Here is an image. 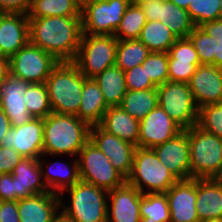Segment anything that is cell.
I'll list each match as a JSON object with an SVG mask.
<instances>
[{
	"instance_id": "obj_4",
	"label": "cell",
	"mask_w": 222,
	"mask_h": 222,
	"mask_svg": "<svg viewBox=\"0 0 222 222\" xmlns=\"http://www.w3.org/2000/svg\"><path fill=\"white\" fill-rule=\"evenodd\" d=\"M85 79L74 62H59L45 81L52 112L77 115Z\"/></svg>"
},
{
	"instance_id": "obj_14",
	"label": "cell",
	"mask_w": 222,
	"mask_h": 222,
	"mask_svg": "<svg viewBox=\"0 0 222 222\" xmlns=\"http://www.w3.org/2000/svg\"><path fill=\"white\" fill-rule=\"evenodd\" d=\"M43 130L44 119L33 118L19 127H12L1 146L15 149L23 158L38 159L43 154Z\"/></svg>"
},
{
	"instance_id": "obj_33",
	"label": "cell",
	"mask_w": 222,
	"mask_h": 222,
	"mask_svg": "<svg viewBox=\"0 0 222 222\" xmlns=\"http://www.w3.org/2000/svg\"><path fill=\"white\" fill-rule=\"evenodd\" d=\"M27 16H81V8L75 0H32Z\"/></svg>"
},
{
	"instance_id": "obj_32",
	"label": "cell",
	"mask_w": 222,
	"mask_h": 222,
	"mask_svg": "<svg viewBox=\"0 0 222 222\" xmlns=\"http://www.w3.org/2000/svg\"><path fill=\"white\" fill-rule=\"evenodd\" d=\"M120 106L130 116L140 121L158 106L157 88L127 90Z\"/></svg>"
},
{
	"instance_id": "obj_6",
	"label": "cell",
	"mask_w": 222,
	"mask_h": 222,
	"mask_svg": "<svg viewBox=\"0 0 222 222\" xmlns=\"http://www.w3.org/2000/svg\"><path fill=\"white\" fill-rule=\"evenodd\" d=\"M178 179L163 165L152 148L137 147L126 182L142 194L165 193Z\"/></svg>"
},
{
	"instance_id": "obj_34",
	"label": "cell",
	"mask_w": 222,
	"mask_h": 222,
	"mask_svg": "<svg viewBox=\"0 0 222 222\" xmlns=\"http://www.w3.org/2000/svg\"><path fill=\"white\" fill-rule=\"evenodd\" d=\"M150 53V50L138 39L118 40L115 65L127 71L141 65Z\"/></svg>"
},
{
	"instance_id": "obj_22",
	"label": "cell",
	"mask_w": 222,
	"mask_h": 222,
	"mask_svg": "<svg viewBox=\"0 0 222 222\" xmlns=\"http://www.w3.org/2000/svg\"><path fill=\"white\" fill-rule=\"evenodd\" d=\"M200 64L191 40L178 38L168 51V81L188 83Z\"/></svg>"
},
{
	"instance_id": "obj_48",
	"label": "cell",
	"mask_w": 222,
	"mask_h": 222,
	"mask_svg": "<svg viewBox=\"0 0 222 222\" xmlns=\"http://www.w3.org/2000/svg\"><path fill=\"white\" fill-rule=\"evenodd\" d=\"M9 74V58L0 55V83L3 82Z\"/></svg>"
},
{
	"instance_id": "obj_50",
	"label": "cell",
	"mask_w": 222,
	"mask_h": 222,
	"mask_svg": "<svg viewBox=\"0 0 222 222\" xmlns=\"http://www.w3.org/2000/svg\"><path fill=\"white\" fill-rule=\"evenodd\" d=\"M180 8L188 9L190 3H193V0H168Z\"/></svg>"
},
{
	"instance_id": "obj_12",
	"label": "cell",
	"mask_w": 222,
	"mask_h": 222,
	"mask_svg": "<svg viewBox=\"0 0 222 222\" xmlns=\"http://www.w3.org/2000/svg\"><path fill=\"white\" fill-rule=\"evenodd\" d=\"M90 140L109 158L113 167L127 179L133 167L137 146L109 134L99 125L91 126Z\"/></svg>"
},
{
	"instance_id": "obj_46",
	"label": "cell",
	"mask_w": 222,
	"mask_h": 222,
	"mask_svg": "<svg viewBox=\"0 0 222 222\" xmlns=\"http://www.w3.org/2000/svg\"><path fill=\"white\" fill-rule=\"evenodd\" d=\"M148 21H159L160 0H142L137 2Z\"/></svg>"
},
{
	"instance_id": "obj_13",
	"label": "cell",
	"mask_w": 222,
	"mask_h": 222,
	"mask_svg": "<svg viewBox=\"0 0 222 222\" xmlns=\"http://www.w3.org/2000/svg\"><path fill=\"white\" fill-rule=\"evenodd\" d=\"M184 129L159 105L139 121L138 147L154 148L177 136Z\"/></svg>"
},
{
	"instance_id": "obj_37",
	"label": "cell",
	"mask_w": 222,
	"mask_h": 222,
	"mask_svg": "<svg viewBox=\"0 0 222 222\" xmlns=\"http://www.w3.org/2000/svg\"><path fill=\"white\" fill-rule=\"evenodd\" d=\"M24 101L33 118H45L52 113L45 83H31L24 94Z\"/></svg>"
},
{
	"instance_id": "obj_43",
	"label": "cell",
	"mask_w": 222,
	"mask_h": 222,
	"mask_svg": "<svg viewBox=\"0 0 222 222\" xmlns=\"http://www.w3.org/2000/svg\"><path fill=\"white\" fill-rule=\"evenodd\" d=\"M32 0H0V13L27 15Z\"/></svg>"
},
{
	"instance_id": "obj_24",
	"label": "cell",
	"mask_w": 222,
	"mask_h": 222,
	"mask_svg": "<svg viewBox=\"0 0 222 222\" xmlns=\"http://www.w3.org/2000/svg\"><path fill=\"white\" fill-rule=\"evenodd\" d=\"M11 174L14 178L15 201L49 192L44 183L38 159L23 158Z\"/></svg>"
},
{
	"instance_id": "obj_7",
	"label": "cell",
	"mask_w": 222,
	"mask_h": 222,
	"mask_svg": "<svg viewBox=\"0 0 222 222\" xmlns=\"http://www.w3.org/2000/svg\"><path fill=\"white\" fill-rule=\"evenodd\" d=\"M117 44L114 35L83 34L74 63L86 78H94L116 64Z\"/></svg>"
},
{
	"instance_id": "obj_31",
	"label": "cell",
	"mask_w": 222,
	"mask_h": 222,
	"mask_svg": "<svg viewBox=\"0 0 222 222\" xmlns=\"http://www.w3.org/2000/svg\"><path fill=\"white\" fill-rule=\"evenodd\" d=\"M159 21L164 23L178 38L188 37L195 27L189 12L168 0H160Z\"/></svg>"
},
{
	"instance_id": "obj_45",
	"label": "cell",
	"mask_w": 222,
	"mask_h": 222,
	"mask_svg": "<svg viewBox=\"0 0 222 222\" xmlns=\"http://www.w3.org/2000/svg\"><path fill=\"white\" fill-rule=\"evenodd\" d=\"M1 222H20L17 201H0Z\"/></svg>"
},
{
	"instance_id": "obj_42",
	"label": "cell",
	"mask_w": 222,
	"mask_h": 222,
	"mask_svg": "<svg viewBox=\"0 0 222 222\" xmlns=\"http://www.w3.org/2000/svg\"><path fill=\"white\" fill-rule=\"evenodd\" d=\"M23 157L13 148L0 145V174L12 173Z\"/></svg>"
},
{
	"instance_id": "obj_53",
	"label": "cell",
	"mask_w": 222,
	"mask_h": 222,
	"mask_svg": "<svg viewBox=\"0 0 222 222\" xmlns=\"http://www.w3.org/2000/svg\"><path fill=\"white\" fill-rule=\"evenodd\" d=\"M221 18H222V0H220Z\"/></svg>"
},
{
	"instance_id": "obj_35",
	"label": "cell",
	"mask_w": 222,
	"mask_h": 222,
	"mask_svg": "<svg viewBox=\"0 0 222 222\" xmlns=\"http://www.w3.org/2000/svg\"><path fill=\"white\" fill-rule=\"evenodd\" d=\"M141 222H170V210L165 193H146L141 196Z\"/></svg>"
},
{
	"instance_id": "obj_40",
	"label": "cell",
	"mask_w": 222,
	"mask_h": 222,
	"mask_svg": "<svg viewBox=\"0 0 222 222\" xmlns=\"http://www.w3.org/2000/svg\"><path fill=\"white\" fill-rule=\"evenodd\" d=\"M197 125L203 130L222 138V102L199 108Z\"/></svg>"
},
{
	"instance_id": "obj_21",
	"label": "cell",
	"mask_w": 222,
	"mask_h": 222,
	"mask_svg": "<svg viewBox=\"0 0 222 222\" xmlns=\"http://www.w3.org/2000/svg\"><path fill=\"white\" fill-rule=\"evenodd\" d=\"M159 161L178 179H190L188 133L183 130L174 138L152 148Z\"/></svg>"
},
{
	"instance_id": "obj_41",
	"label": "cell",
	"mask_w": 222,
	"mask_h": 222,
	"mask_svg": "<svg viewBox=\"0 0 222 222\" xmlns=\"http://www.w3.org/2000/svg\"><path fill=\"white\" fill-rule=\"evenodd\" d=\"M127 90H146L157 88V86L147 76L145 66L137 65L132 69L124 71Z\"/></svg>"
},
{
	"instance_id": "obj_49",
	"label": "cell",
	"mask_w": 222,
	"mask_h": 222,
	"mask_svg": "<svg viewBox=\"0 0 222 222\" xmlns=\"http://www.w3.org/2000/svg\"><path fill=\"white\" fill-rule=\"evenodd\" d=\"M51 222H75L72 220L66 213H64L61 209L54 215Z\"/></svg>"
},
{
	"instance_id": "obj_19",
	"label": "cell",
	"mask_w": 222,
	"mask_h": 222,
	"mask_svg": "<svg viewBox=\"0 0 222 222\" xmlns=\"http://www.w3.org/2000/svg\"><path fill=\"white\" fill-rule=\"evenodd\" d=\"M188 85L198 108L222 102V68L200 64Z\"/></svg>"
},
{
	"instance_id": "obj_18",
	"label": "cell",
	"mask_w": 222,
	"mask_h": 222,
	"mask_svg": "<svg viewBox=\"0 0 222 222\" xmlns=\"http://www.w3.org/2000/svg\"><path fill=\"white\" fill-rule=\"evenodd\" d=\"M30 84L10 74L0 83V108L9 118L11 127H19L33 119L24 101V94Z\"/></svg>"
},
{
	"instance_id": "obj_51",
	"label": "cell",
	"mask_w": 222,
	"mask_h": 222,
	"mask_svg": "<svg viewBox=\"0 0 222 222\" xmlns=\"http://www.w3.org/2000/svg\"><path fill=\"white\" fill-rule=\"evenodd\" d=\"M75 1L82 9L86 4L91 3L92 1H95V0H75Z\"/></svg>"
},
{
	"instance_id": "obj_25",
	"label": "cell",
	"mask_w": 222,
	"mask_h": 222,
	"mask_svg": "<svg viewBox=\"0 0 222 222\" xmlns=\"http://www.w3.org/2000/svg\"><path fill=\"white\" fill-rule=\"evenodd\" d=\"M20 222H51L60 209L59 195L45 192L17 201Z\"/></svg>"
},
{
	"instance_id": "obj_10",
	"label": "cell",
	"mask_w": 222,
	"mask_h": 222,
	"mask_svg": "<svg viewBox=\"0 0 222 222\" xmlns=\"http://www.w3.org/2000/svg\"><path fill=\"white\" fill-rule=\"evenodd\" d=\"M132 0H95L81 9L83 34L114 35Z\"/></svg>"
},
{
	"instance_id": "obj_9",
	"label": "cell",
	"mask_w": 222,
	"mask_h": 222,
	"mask_svg": "<svg viewBox=\"0 0 222 222\" xmlns=\"http://www.w3.org/2000/svg\"><path fill=\"white\" fill-rule=\"evenodd\" d=\"M158 105L183 129L198 123L199 108L188 83L167 81L157 87Z\"/></svg>"
},
{
	"instance_id": "obj_36",
	"label": "cell",
	"mask_w": 222,
	"mask_h": 222,
	"mask_svg": "<svg viewBox=\"0 0 222 222\" xmlns=\"http://www.w3.org/2000/svg\"><path fill=\"white\" fill-rule=\"evenodd\" d=\"M147 19L137 3L131 2L124 13L114 36L118 40L138 39Z\"/></svg>"
},
{
	"instance_id": "obj_11",
	"label": "cell",
	"mask_w": 222,
	"mask_h": 222,
	"mask_svg": "<svg viewBox=\"0 0 222 222\" xmlns=\"http://www.w3.org/2000/svg\"><path fill=\"white\" fill-rule=\"evenodd\" d=\"M59 62L30 42L9 58L10 75L29 83H45Z\"/></svg>"
},
{
	"instance_id": "obj_30",
	"label": "cell",
	"mask_w": 222,
	"mask_h": 222,
	"mask_svg": "<svg viewBox=\"0 0 222 222\" xmlns=\"http://www.w3.org/2000/svg\"><path fill=\"white\" fill-rule=\"evenodd\" d=\"M177 39L164 23L157 20H147L138 37L150 52H168Z\"/></svg>"
},
{
	"instance_id": "obj_44",
	"label": "cell",
	"mask_w": 222,
	"mask_h": 222,
	"mask_svg": "<svg viewBox=\"0 0 222 222\" xmlns=\"http://www.w3.org/2000/svg\"><path fill=\"white\" fill-rule=\"evenodd\" d=\"M0 201H15L14 178L11 173L0 174Z\"/></svg>"
},
{
	"instance_id": "obj_39",
	"label": "cell",
	"mask_w": 222,
	"mask_h": 222,
	"mask_svg": "<svg viewBox=\"0 0 222 222\" xmlns=\"http://www.w3.org/2000/svg\"><path fill=\"white\" fill-rule=\"evenodd\" d=\"M142 66L157 87L168 81V52H151Z\"/></svg>"
},
{
	"instance_id": "obj_27",
	"label": "cell",
	"mask_w": 222,
	"mask_h": 222,
	"mask_svg": "<svg viewBox=\"0 0 222 222\" xmlns=\"http://www.w3.org/2000/svg\"><path fill=\"white\" fill-rule=\"evenodd\" d=\"M99 126L109 134L138 147L139 120L130 116L121 106L108 107Z\"/></svg>"
},
{
	"instance_id": "obj_23",
	"label": "cell",
	"mask_w": 222,
	"mask_h": 222,
	"mask_svg": "<svg viewBox=\"0 0 222 222\" xmlns=\"http://www.w3.org/2000/svg\"><path fill=\"white\" fill-rule=\"evenodd\" d=\"M29 42L28 16L0 13V55L10 58Z\"/></svg>"
},
{
	"instance_id": "obj_15",
	"label": "cell",
	"mask_w": 222,
	"mask_h": 222,
	"mask_svg": "<svg viewBox=\"0 0 222 222\" xmlns=\"http://www.w3.org/2000/svg\"><path fill=\"white\" fill-rule=\"evenodd\" d=\"M56 157L55 155L42 154L38 160L46 187L49 192L59 195L62 191L77 183L80 178L77 157L70 158V156H66L64 160ZM65 160L69 161L66 162Z\"/></svg>"
},
{
	"instance_id": "obj_20",
	"label": "cell",
	"mask_w": 222,
	"mask_h": 222,
	"mask_svg": "<svg viewBox=\"0 0 222 222\" xmlns=\"http://www.w3.org/2000/svg\"><path fill=\"white\" fill-rule=\"evenodd\" d=\"M142 195L137 188L127 182L108 191L107 222H141Z\"/></svg>"
},
{
	"instance_id": "obj_26",
	"label": "cell",
	"mask_w": 222,
	"mask_h": 222,
	"mask_svg": "<svg viewBox=\"0 0 222 222\" xmlns=\"http://www.w3.org/2000/svg\"><path fill=\"white\" fill-rule=\"evenodd\" d=\"M195 205L199 221L222 218V181L219 178H197Z\"/></svg>"
},
{
	"instance_id": "obj_5",
	"label": "cell",
	"mask_w": 222,
	"mask_h": 222,
	"mask_svg": "<svg viewBox=\"0 0 222 222\" xmlns=\"http://www.w3.org/2000/svg\"><path fill=\"white\" fill-rule=\"evenodd\" d=\"M188 133L191 178H219L222 175V138L197 124Z\"/></svg>"
},
{
	"instance_id": "obj_16",
	"label": "cell",
	"mask_w": 222,
	"mask_h": 222,
	"mask_svg": "<svg viewBox=\"0 0 222 222\" xmlns=\"http://www.w3.org/2000/svg\"><path fill=\"white\" fill-rule=\"evenodd\" d=\"M188 38L201 64L222 68V18L195 26Z\"/></svg>"
},
{
	"instance_id": "obj_3",
	"label": "cell",
	"mask_w": 222,
	"mask_h": 222,
	"mask_svg": "<svg viewBox=\"0 0 222 222\" xmlns=\"http://www.w3.org/2000/svg\"><path fill=\"white\" fill-rule=\"evenodd\" d=\"M59 200L60 209L75 222H107L108 191L104 189L79 180L62 191Z\"/></svg>"
},
{
	"instance_id": "obj_17",
	"label": "cell",
	"mask_w": 222,
	"mask_h": 222,
	"mask_svg": "<svg viewBox=\"0 0 222 222\" xmlns=\"http://www.w3.org/2000/svg\"><path fill=\"white\" fill-rule=\"evenodd\" d=\"M170 222H200L196 211L197 178L178 180L166 192Z\"/></svg>"
},
{
	"instance_id": "obj_47",
	"label": "cell",
	"mask_w": 222,
	"mask_h": 222,
	"mask_svg": "<svg viewBox=\"0 0 222 222\" xmlns=\"http://www.w3.org/2000/svg\"><path fill=\"white\" fill-rule=\"evenodd\" d=\"M11 122L5 114V112L0 108V145L3 141L4 136L11 129Z\"/></svg>"
},
{
	"instance_id": "obj_2",
	"label": "cell",
	"mask_w": 222,
	"mask_h": 222,
	"mask_svg": "<svg viewBox=\"0 0 222 222\" xmlns=\"http://www.w3.org/2000/svg\"><path fill=\"white\" fill-rule=\"evenodd\" d=\"M90 129L76 115L50 113L44 118L43 154L77 157L90 140Z\"/></svg>"
},
{
	"instance_id": "obj_29",
	"label": "cell",
	"mask_w": 222,
	"mask_h": 222,
	"mask_svg": "<svg viewBox=\"0 0 222 222\" xmlns=\"http://www.w3.org/2000/svg\"><path fill=\"white\" fill-rule=\"evenodd\" d=\"M99 85L105 103L110 106H120L127 93L124 71L116 65L105 69L93 78Z\"/></svg>"
},
{
	"instance_id": "obj_28",
	"label": "cell",
	"mask_w": 222,
	"mask_h": 222,
	"mask_svg": "<svg viewBox=\"0 0 222 222\" xmlns=\"http://www.w3.org/2000/svg\"><path fill=\"white\" fill-rule=\"evenodd\" d=\"M108 107L97 82L93 78H86L76 116L90 126L99 125Z\"/></svg>"
},
{
	"instance_id": "obj_54",
	"label": "cell",
	"mask_w": 222,
	"mask_h": 222,
	"mask_svg": "<svg viewBox=\"0 0 222 222\" xmlns=\"http://www.w3.org/2000/svg\"><path fill=\"white\" fill-rule=\"evenodd\" d=\"M139 1H142V0H132V2H134V3H137Z\"/></svg>"
},
{
	"instance_id": "obj_38",
	"label": "cell",
	"mask_w": 222,
	"mask_h": 222,
	"mask_svg": "<svg viewBox=\"0 0 222 222\" xmlns=\"http://www.w3.org/2000/svg\"><path fill=\"white\" fill-rule=\"evenodd\" d=\"M187 11L195 26L221 18L220 0H193Z\"/></svg>"
},
{
	"instance_id": "obj_52",
	"label": "cell",
	"mask_w": 222,
	"mask_h": 222,
	"mask_svg": "<svg viewBox=\"0 0 222 222\" xmlns=\"http://www.w3.org/2000/svg\"><path fill=\"white\" fill-rule=\"evenodd\" d=\"M200 222H222V218L205 219Z\"/></svg>"
},
{
	"instance_id": "obj_8",
	"label": "cell",
	"mask_w": 222,
	"mask_h": 222,
	"mask_svg": "<svg viewBox=\"0 0 222 222\" xmlns=\"http://www.w3.org/2000/svg\"><path fill=\"white\" fill-rule=\"evenodd\" d=\"M77 159L81 181L106 191L120 187L126 182L109 158L91 140L79 151Z\"/></svg>"
},
{
	"instance_id": "obj_1",
	"label": "cell",
	"mask_w": 222,
	"mask_h": 222,
	"mask_svg": "<svg viewBox=\"0 0 222 222\" xmlns=\"http://www.w3.org/2000/svg\"><path fill=\"white\" fill-rule=\"evenodd\" d=\"M30 43L58 62H74L82 31L81 16L28 17Z\"/></svg>"
}]
</instances>
